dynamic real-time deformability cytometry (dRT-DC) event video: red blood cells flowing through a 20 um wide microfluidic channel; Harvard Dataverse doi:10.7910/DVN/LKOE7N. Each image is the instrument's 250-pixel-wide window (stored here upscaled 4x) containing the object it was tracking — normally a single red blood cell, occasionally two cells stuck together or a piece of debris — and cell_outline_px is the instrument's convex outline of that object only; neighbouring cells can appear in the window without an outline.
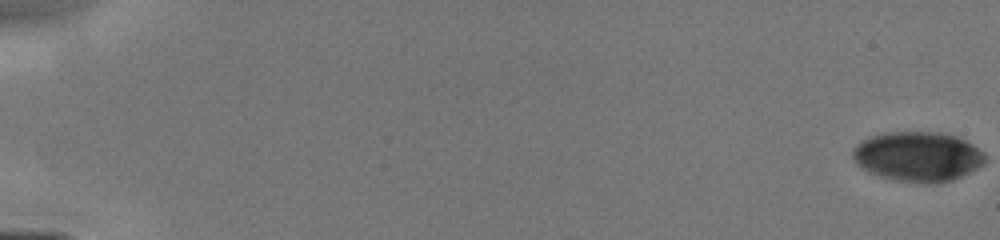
{"species": "human", "species_latin": "Homo sapiens", "temperature_condition": "cold", "stored_images_in_passage": 62, "camera_frame_rate_fps": 3000, "um_per_image_px": 0.085, "donor": {"sex": "male"}, "frame": {"image": 1, "passage_image": 1, "time_ms": 0.0, "image_size_px": [1000, 240], "cell_outline_px": [[984, 160], [976, 168], [952, 180], [936, 184], [916, 184], [888, 180], [868, 172], [856, 164], [852, 156], [852, 152], [856, 144], [872, 136], [884, 132], [940, 132], [956, 136], [972, 144], [984, 156]], "centroid_in_image_um": [77.94, 13.33], "position_along_channel_um": 7.1, "area_um2": 38.55}}
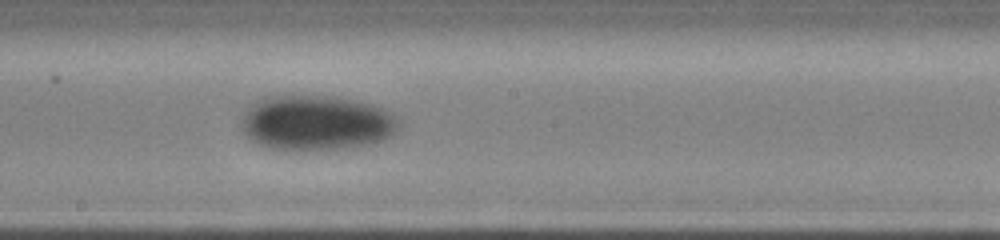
{"frame": {"image": 2, "passage_image": 38, "time_ms": 9.333, "image_size_px": [1000, 240], "cell_outline_px": [[400, 124], [396, 132], [380, 140], [368, 144], [340, 148], [268, 148], [260, 144], [248, 136], [244, 132], [244, 116], [252, 104], [264, 96], [332, 96], [372, 104], [388, 112], [400, 120]], "centroid_in_image_um": [26.92, 10.41], "position_along_channel_um": 221.3, "area_um2": 49.07}}
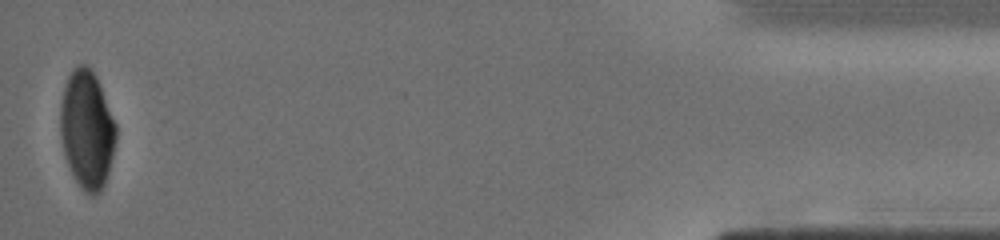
{"frame": {"image": 3, "passage_image": 62, "time_ms": 15.667, "image_size_px": [1000, 240], "cell_outline_px": [[116, 140], [108, 172], [104, 184], [100, 192], [92, 196], [84, 192], [80, 188], [68, 164], [64, 152], [60, 136], [60, 104], [64, 88], [68, 76], [80, 64], [84, 64], [96, 76], [116, 124]], "centroid_in_image_um": [7.38, 11.04], "position_along_channel_um": 427.8, "area_um2": 37.92}}